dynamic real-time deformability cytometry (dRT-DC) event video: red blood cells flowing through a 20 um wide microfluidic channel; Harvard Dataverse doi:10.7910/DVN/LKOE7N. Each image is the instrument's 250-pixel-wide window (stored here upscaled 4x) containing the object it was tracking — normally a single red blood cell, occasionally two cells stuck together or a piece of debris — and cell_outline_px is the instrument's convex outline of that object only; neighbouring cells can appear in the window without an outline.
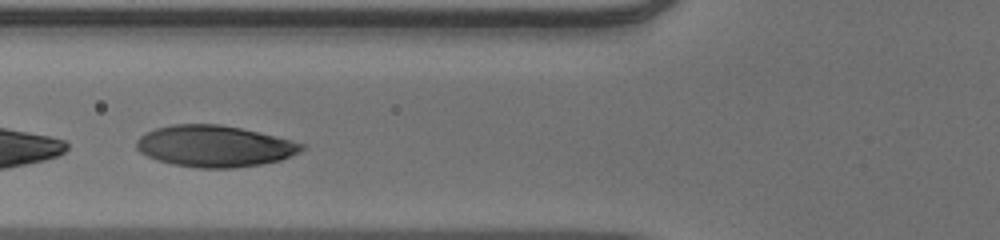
{"species": "human", "species_latin": "Homo sapiens", "temperature_condition": "warm", "stored_images_in_passage": 19, "camera_frame_rate_fps": 3000, "um_per_image_px": 0.085, "donor": {"sex": "male"}, "frame": {"image": 1, "passage_image": 9, "time_ms": 2.667, "image_size_px": [1000, 240], "cell_outline_px": [[304, 148], [300, 152], [280, 160], [260, 164], [236, 168], [196, 168], [172, 164], [156, 160], [140, 152], [136, 148], [136, 140], [140, 136], [156, 128], [172, 124], [220, 124], [240, 128], [276, 136], [304, 144]], "centroid_in_image_um": [18.21, 12.43], "position_along_channel_um": 107.6, "area_um2": 39.82}}
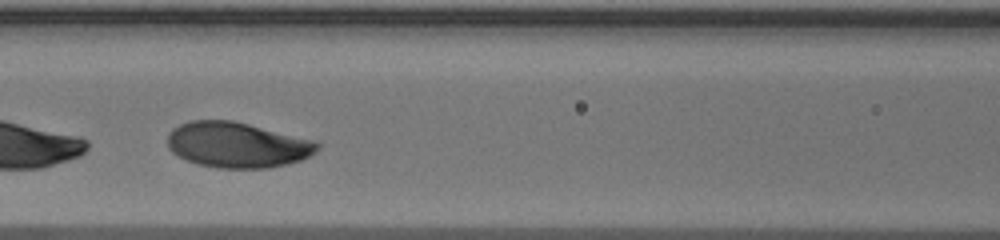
{"frame": {"image": 2, "passage_image": 12, "time_ms": 3.667, "image_size_px": [1000, 240], "cell_outline_px": [[320, 148], [316, 152], [300, 160], [268, 168], [216, 168], [200, 164], [188, 160], [172, 152], [168, 148], [168, 132], [172, 128], [180, 124], [192, 120], [232, 120], [316, 140], [320, 144]], "centroid_in_image_um": [20.17, 12.3], "position_along_channel_um": 146.4, "area_um2": 39.71}}
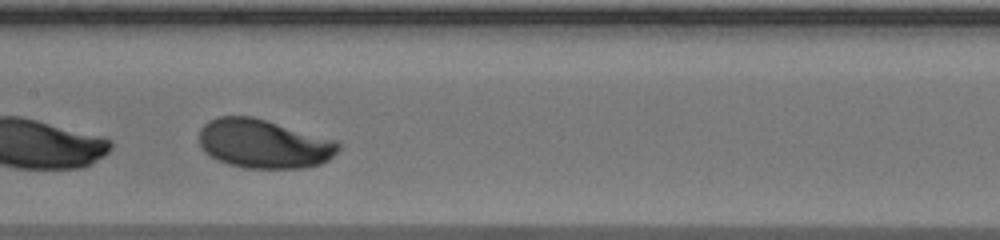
{"frame": {"image": 3, "passage_image": 15, "time_ms": 4.667, "image_size_px": [1000, 240], "cell_outline_px": [[340, 148], [328, 160], [320, 164], [304, 168], [244, 168], [228, 164], [216, 160], [204, 152], [200, 148], [200, 128], [208, 120], [216, 116], [252, 116], [340, 140]], "centroid_in_image_um": [22.43, 12.21], "position_along_channel_um": 185.0, "area_um2": 40.29}}